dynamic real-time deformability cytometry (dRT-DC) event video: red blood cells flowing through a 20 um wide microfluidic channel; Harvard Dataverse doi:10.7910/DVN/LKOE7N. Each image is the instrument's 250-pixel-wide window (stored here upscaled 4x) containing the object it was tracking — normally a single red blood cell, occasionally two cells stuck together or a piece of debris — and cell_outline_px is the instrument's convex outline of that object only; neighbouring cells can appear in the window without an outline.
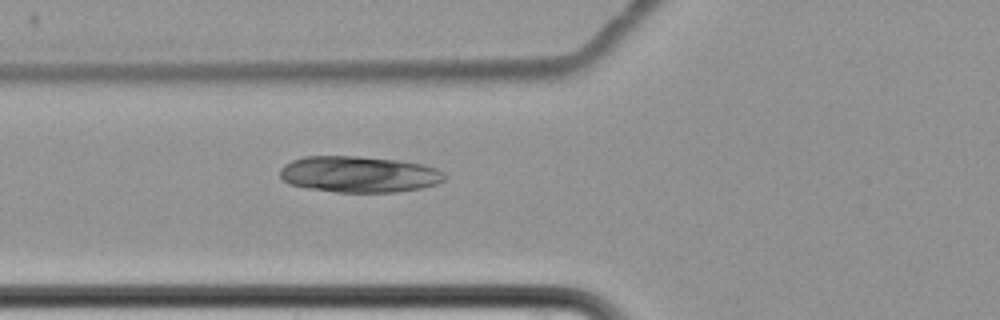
{"species": "common noctule bat (a hibernating species)", "species_latin": "Nyctalus noctula", "temperature_condition": "cold", "stored_images_in_passage": 3, "camera_frame_rate_fps": 3000, "um_per_image_px": 0.085, "animal": {"sex": "female", "body_mass_g": 22.7, "forearm_length_mm": 54.2}, "frame": {"image": 1, "passage_image": 3, "time_ms": 3.0, "image_size_px": [1000, 320], "cell_outline_px": [[448, 176], [444, 180], [436, 184], [420, 188], [396, 192], [336, 192], [308, 188], [288, 184], [280, 176], [280, 168], [284, 164], [292, 160], [304, 156], [356, 156], [396, 160], [424, 164], [436, 168], [444, 172]], "centroid_in_image_um": [30.52, 14.81], "position_along_channel_um": 95.3, "area_um2": 34.91}}